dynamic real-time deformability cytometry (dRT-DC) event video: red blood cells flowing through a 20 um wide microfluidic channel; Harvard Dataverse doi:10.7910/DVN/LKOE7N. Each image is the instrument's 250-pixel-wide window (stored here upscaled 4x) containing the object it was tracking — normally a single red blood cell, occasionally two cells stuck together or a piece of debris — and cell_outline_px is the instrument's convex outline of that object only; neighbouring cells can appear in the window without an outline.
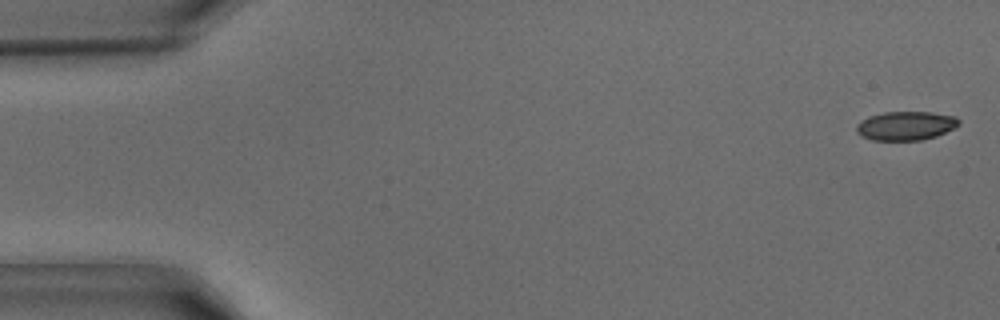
{"species": "common noctule bat (a hibernating species)", "species_latin": "Nyctalus noctula", "temperature_condition": "warm", "stored_images_in_passage": 41, "camera_frame_rate_fps": 3000, "um_per_image_px": 0.085, "animal": {"sex": "male", "body_mass_g": 15.6}, "frame": {"image": 1, "passage_image": 1, "time_ms": 0.0, "image_size_px": [1000, 320], "cell_outline_px": [[960, 124], [936, 136], [920, 140], [872, 140], [860, 136], [856, 132], [856, 124], [860, 120], [868, 116], [884, 112], [932, 112], [956, 116], [960, 120]], "centroid_in_image_um": [76.95, 10.68], "position_along_channel_um": 8.1, "area_um2": 17.34}}
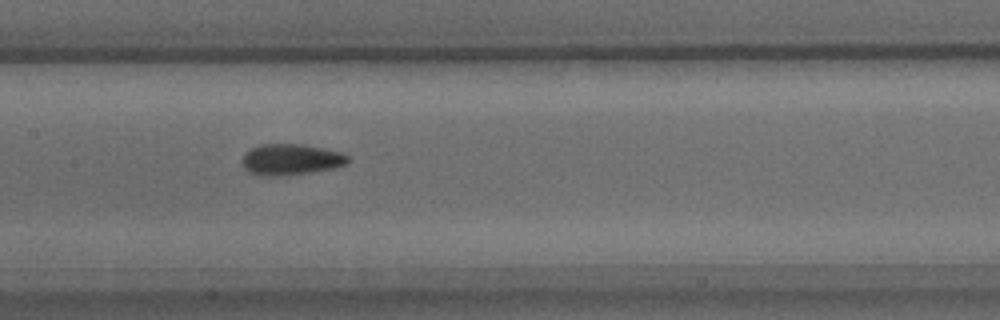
{"frame": {"image": 2, "passage_image": 20, "time_ms": 6.333, "image_size_px": [1000, 320], "cell_outline_px": [[348, 160], [344, 164], [332, 168], [308, 172], [280, 176], [260, 176], [248, 172], [244, 168], [244, 156], [252, 148], [260, 144], [300, 144], [340, 152], [348, 156]], "centroid_in_image_um": [24.69, 13.56], "position_along_channel_um": 182.7, "area_um2": 18.67}}
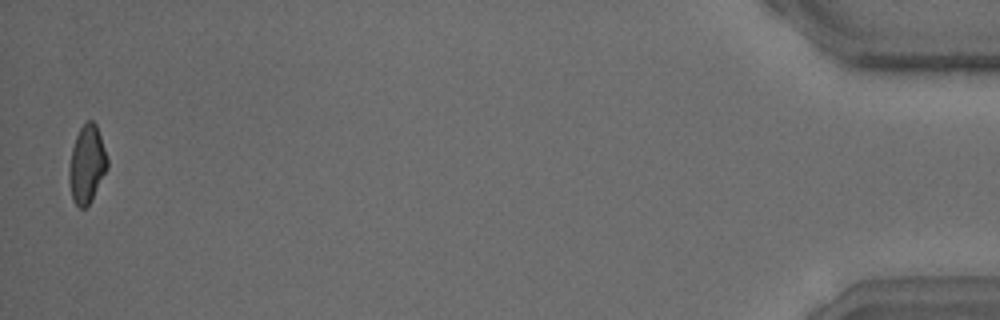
{"frame": {"image": 3, "passage_image": 41, "time_ms": 13.333, "image_size_px": [1000, 320], "cell_outline_px": [[108, 168], [92, 200], [84, 208], [80, 208], [72, 200], [68, 180], [68, 172], [72, 148], [76, 136], [84, 120], [92, 120], [96, 124], [108, 160]], "centroid_in_image_um": [7.37, 13.97], "position_along_channel_um": 427.8, "area_um2": 17.46}}